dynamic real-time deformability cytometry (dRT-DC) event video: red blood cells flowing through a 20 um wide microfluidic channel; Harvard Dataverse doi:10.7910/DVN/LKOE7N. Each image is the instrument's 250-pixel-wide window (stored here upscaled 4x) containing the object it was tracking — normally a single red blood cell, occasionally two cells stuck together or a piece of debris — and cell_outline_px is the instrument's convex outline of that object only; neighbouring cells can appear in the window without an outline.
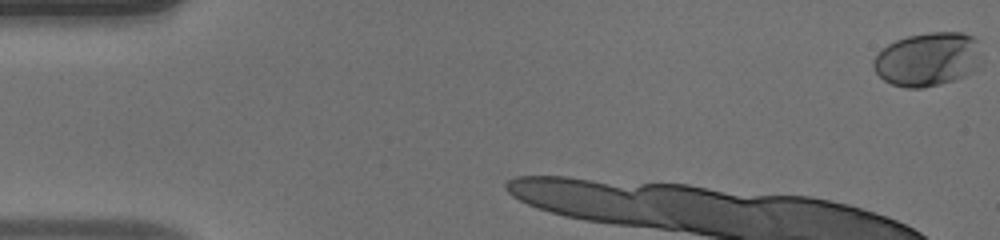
{"species": "human", "species_latin": "Homo sapiens", "temperature_condition": "warm", "stored_images_in_passage": 10, "camera_frame_rate_fps": 3000, "um_per_image_px": 0.085, "donor": {"sex": "male"}, "frame": {"image": 1, "passage_image": 1, "time_ms": 0.0, "image_size_px": [1000, 240], "cell_outline_px": [[980, 68], [956, 80], [940, 84], [920, 88], [904, 88], [892, 84], [884, 80], [872, 68], [872, 60], [888, 44], [896, 40], [908, 36], [928, 32], [964, 32], [972, 36], [976, 40]], "centroid_in_image_um": [78.84, 5.05], "position_along_channel_um": 6.2, "area_um2": 33.93}}